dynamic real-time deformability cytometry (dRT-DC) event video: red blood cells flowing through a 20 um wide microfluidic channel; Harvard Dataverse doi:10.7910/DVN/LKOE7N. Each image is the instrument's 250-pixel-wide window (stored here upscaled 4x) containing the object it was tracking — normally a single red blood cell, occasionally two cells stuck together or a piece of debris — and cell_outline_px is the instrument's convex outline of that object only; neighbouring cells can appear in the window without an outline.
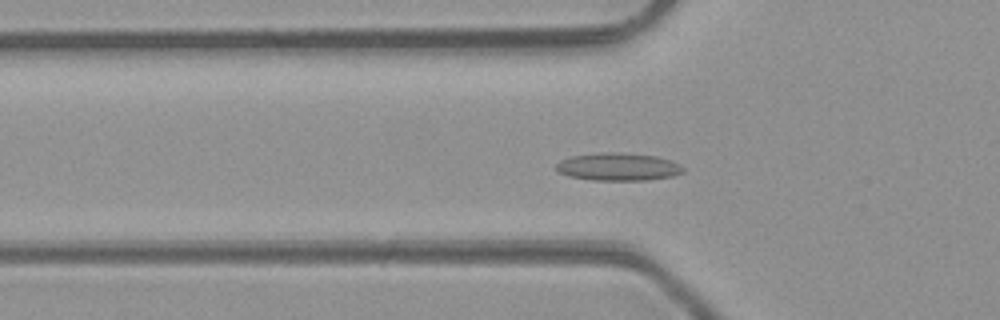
{"species": "common noctule bat (a hibernating species)", "species_latin": "Nyctalus noctula", "temperature_condition": "room temperature", "stored_images_in_passage": 48, "camera_frame_rate_fps": 3000, "um_per_image_px": 0.085, "animal": {"sex": "male", "body_mass_g": 23.1, "forearm_length_mm": 52.7}, "frame": {"image": 1, "passage_image": 16, "time_ms": 5.0, "image_size_px": [1000, 320], "cell_outline_px": [[684, 172], [672, 176], [648, 180], [592, 180], [568, 176], [560, 172], [556, 168], [556, 164], [560, 160], [572, 156], [600, 152], [620, 152], [656, 156], [672, 160], [680, 164], [684, 168]], "centroid_in_image_um": [52.57, 14.17], "position_along_channel_um": 73.2, "area_um2": 20.63}}
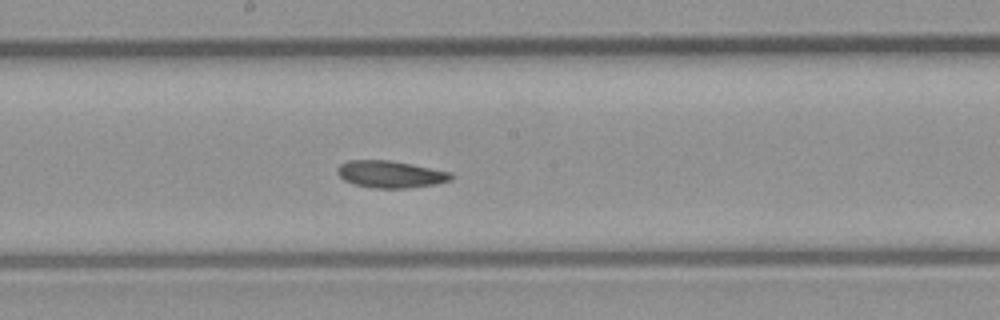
{"frame": {"image": 2, "passage_image": 26, "time_ms": 8.333, "image_size_px": [1000, 320], "cell_outline_px": [[452, 180], [436, 184], [408, 188], [372, 188], [352, 184], [344, 180], [336, 172], [336, 168], [340, 164], [348, 160], [388, 160], [412, 164], [452, 172]], "centroid_in_image_um": [33.17, 14.81], "position_along_channel_um": 215.0, "area_um2": 18.09}}
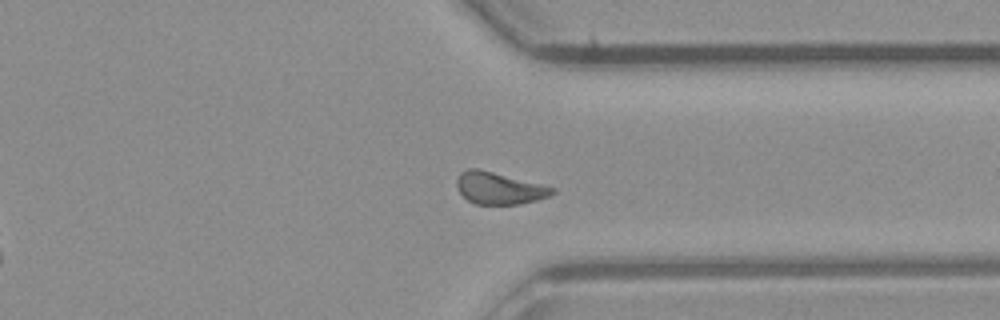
{"frame": {"image": 3, "passage_image": 37, "time_ms": 12.0, "image_size_px": [1000, 320], "cell_outline_px": [[556, 192], [548, 196], [536, 200], [520, 204], [476, 204], [468, 200], [456, 188], [456, 180], [460, 172], [468, 168], [480, 168], [556, 188]], "centroid_in_image_um": [42.4, 15.98], "position_along_channel_um": 369.0, "area_um2": 17.86}, "authors_computed_cell_mechanics": {"area_um2": 18.3226, "velocity_mm_per_s": 4.218, "shape_relaxation_time_tau1_ms": null, "shape_relaxation_time_tau2_ms": 8.3232, "deformation_change_tau1": null, "deformation_change_tau2": 0.1433}}